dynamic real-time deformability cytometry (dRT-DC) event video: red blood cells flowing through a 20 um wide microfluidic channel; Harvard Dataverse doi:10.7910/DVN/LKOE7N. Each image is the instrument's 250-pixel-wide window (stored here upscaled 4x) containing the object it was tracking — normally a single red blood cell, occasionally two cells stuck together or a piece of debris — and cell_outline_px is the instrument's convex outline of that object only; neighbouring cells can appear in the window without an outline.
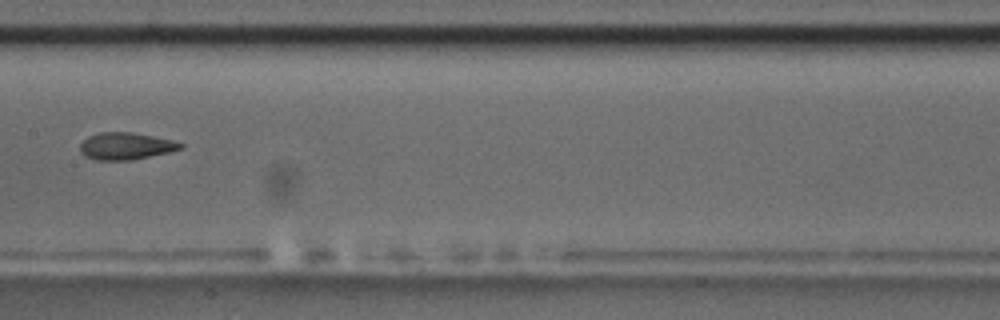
{"species": "common noctule bat (a hibernating species)", "species_latin": "Nyctalus noctula", "temperature_condition": "room temperature", "stored_images_in_passage": 11, "camera_frame_rate_fps": 3000, "um_per_image_px": 0.085, "animal": {"sex": "male", "body_mass_g": 17.5, "forearm_length_mm": 52.3}, "frame": {"image": 1, "passage_image": 4, "time_ms": 1.0, "image_size_px": [1000, 320], "cell_outline_px": [[184, 144], [180, 148], [168, 152], [132, 160], [96, 160], [80, 152], [80, 144], [88, 136], [100, 132], [132, 132], [172, 140]], "centroid_in_image_um": [10.66, 12.41], "position_along_channel_um": 196.7, "area_um2": 15.61}}